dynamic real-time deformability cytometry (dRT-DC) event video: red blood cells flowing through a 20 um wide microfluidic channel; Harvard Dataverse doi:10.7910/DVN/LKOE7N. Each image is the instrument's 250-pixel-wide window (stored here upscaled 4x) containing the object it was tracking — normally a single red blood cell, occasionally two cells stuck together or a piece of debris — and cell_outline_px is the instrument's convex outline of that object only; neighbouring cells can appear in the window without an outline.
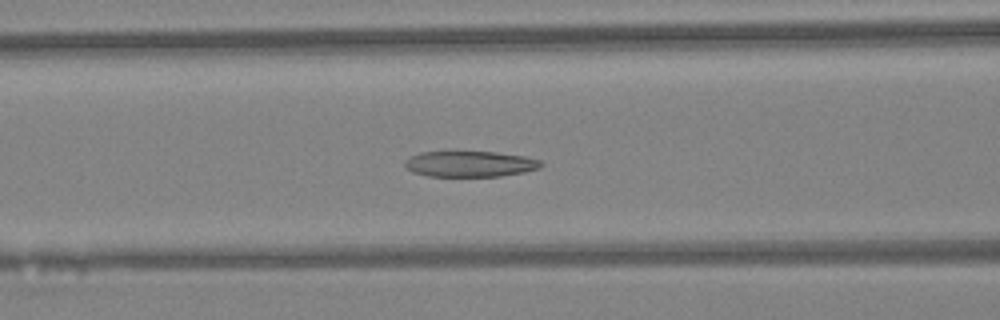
{"species": "Egyptian fruit bat (a non-hibernating species)", "species_latin": "Rousettus aegyptiacus", "temperature_condition": "warm", "stored_images_in_passage": 44, "camera_frame_rate_fps": 3000, "um_per_image_px": 0.085, "animal": {"sex": "female"}, "frame": {"image": 1, "passage_image": 16, "time_ms": 5.0, "image_size_px": [1000, 320], "cell_outline_px": [[544, 164], [540, 168], [524, 172], [500, 176], [428, 176], [412, 172], [404, 164], [404, 160], [420, 152], [496, 152], [524, 156], [540, 160]], "centroid_in_image_um": [39.96, 13.94], "position_along_channel_um": 126.6, "area_um2": 20.4}}
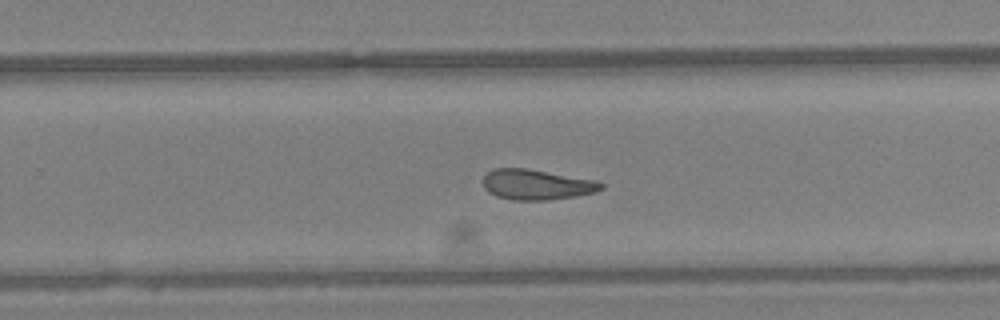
{"frame": {"image": 2, "passage_image": 27, "time_ms": 8.667, "image_size_px": [1000, 320], "cell_outline_px": [[604, 188], [596, 192], [576, 196], [548, 200], [512, 200], [496, 196], [488, 192], [484, 188], [484, 176], [488, 172], [496, 168], [528, 168], [596, 180], [604, 184]], "centroid_in_image_um": [45.63, 15.69], "position_along_channel_um": 284.2, "area_um2": 20.98}}
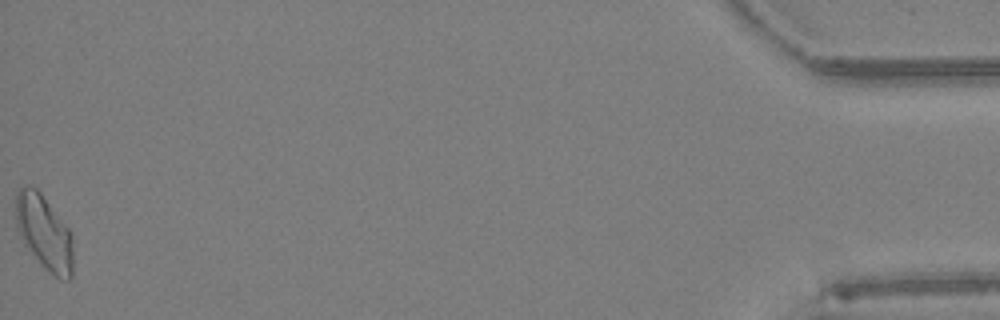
{"frame": {"image": 3, "passage_image": 44, "time_ms": 14.333, "image_size_px": [1000, 320], "cell_outline_px": [[72, 276], [68, 280], [64, 280], [56, 276], [40, 264], [24, 244], [20, 236], [16, 224], [16, 192], [24, 184], [36, 188], [40, 192], [68, 228], [72, 236]], "centroid_in_image_um": [3.74, 19.74], "position_along_channel_um": 431.5, "area_um2": 24.68}, "authors_computed_cell_mechanics": {"area_um2": 21.675, "velocity_mm_per_s": 4.3251, "shape_relaxation_time_tau1_ms": null, "shape_relaxation_time_tau2_ms": 3.3903, "deformation_change_tau1": null, "deformation_change_tau2": 0.1191}}